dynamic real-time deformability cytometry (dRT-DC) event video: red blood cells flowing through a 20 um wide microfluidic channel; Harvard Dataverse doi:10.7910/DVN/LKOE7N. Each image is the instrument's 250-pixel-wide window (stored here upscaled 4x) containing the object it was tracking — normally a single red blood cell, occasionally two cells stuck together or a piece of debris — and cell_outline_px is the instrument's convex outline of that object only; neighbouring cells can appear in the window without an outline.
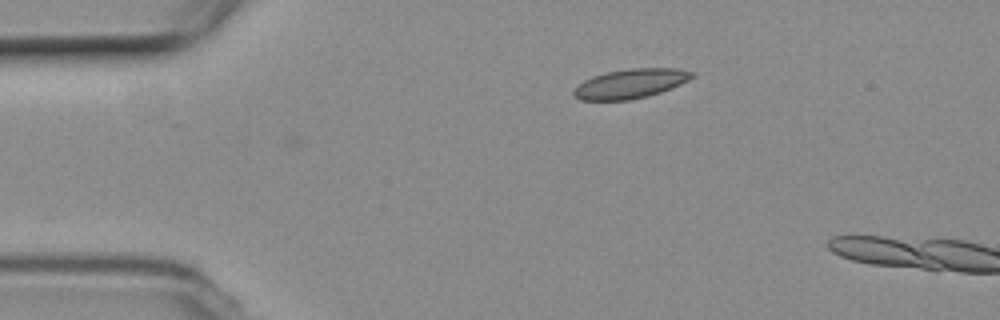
{"species": "common noctule bat (a hibernating species)", "species_latin": "Nyctalus noctula", "temperature_condition": "room temperature", "stored_images_in_passage": 5, "camera_frame_rate_fps": 3000, "um_per_image_px": 0.085, "animal": {"sex": "female", "body_mass_g": 19.3, "forearm_length_mm": 54.1}, "frame": {"image": 1, "passage_image": 5, "time_ms": 1.333, "image_size_px": [1000, 320], "cell_outline_px": [[696, 76], [672, 88], [648, 96], [628, 100], [580, 100], [572, 96], [572, 92], [584, 80], [592, 76], [604, 72], [632, 68], [676, 68], [696, 72]], "centroid_in_image_um": [53.61, 7.1], "position_along_channel_um": 31.4, "area_um2": 20.4}}